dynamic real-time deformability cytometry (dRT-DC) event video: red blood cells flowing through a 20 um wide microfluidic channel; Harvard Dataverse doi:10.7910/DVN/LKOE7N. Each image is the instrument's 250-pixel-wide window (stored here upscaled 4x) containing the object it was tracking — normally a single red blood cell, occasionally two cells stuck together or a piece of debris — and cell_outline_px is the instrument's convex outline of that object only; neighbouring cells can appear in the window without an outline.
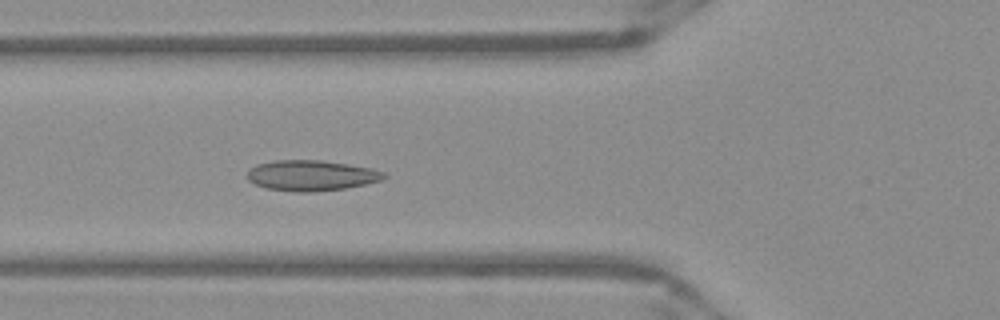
{"species": "Egyptian fruit bat (a non-hibernating species)", "species_latin": "Rousettus aegyptiacus", "temperature_condition": "warm", "stored_images_in_passage": 52, "camera_frame_rate_fps": 3000, "um_per_image_px": 0.085, "frame": {"image": 1, "passage_image": 19, "time_ms": 6.0, "image_size_px": [1000, 320], "cell_outline_px": [[388, 176], [380, 180], [348, 188], [312, 192], [292, 192], [268, 188], [256, 184], [248, 180], [248, 168], [256, 164], [276, 160], [320, 160], [348, 164], [372, 168], [384, 172]], "centroid_in_image_um": [26.46, 14.91], "position_along_channel_um": 99.3, "area_um2": 24.39}}
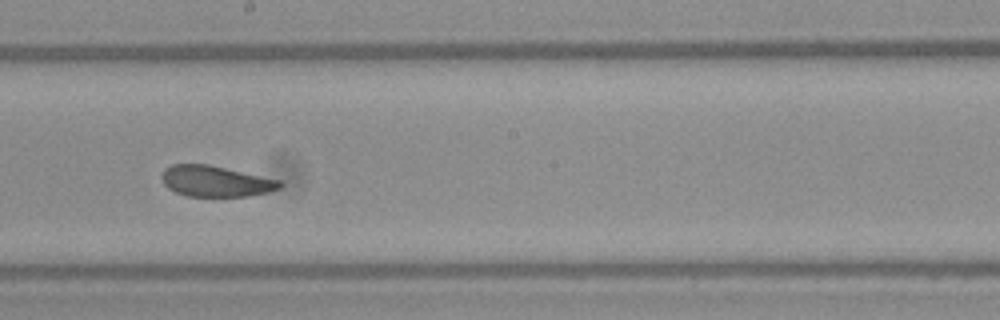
{"frame": {"image": 2, "passage_image": 29, "time_ms": 9.333, "image_size_px": [1000, 320], "cell_outline_px": [[284, 184], [280, 188], [268, 192], [248, 196], [188, 196], [176, 192], [168, 188], [164, 184], [160, 176], [164, 168], [172, 164], [208, 164], [284, 180]], "centroid_in_image_um": [18.37, 15.39], "position_along_channel_um": 229.8, "area_um2": 21.56}}
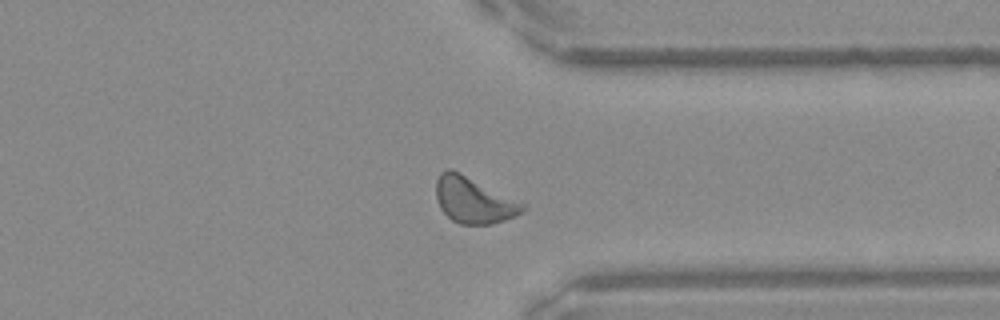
{"frame": {"image": 3, "passage_image": 40, "time_ms": 13.0, "image_size_px": [1000, 320], "cell_outline_px": [[528, 204], [524, 212], [516, 216], [492, 224], [460, 224], [452, 220], [440, 208], [436, 196], [436, 180], [440, 172], [448, 168], [452, 168]], "centroid_in_image_um": [40.3, 17.0], "position_along_channel_um": 371.1, "area_um2": 23.64}, "authors_computed_cell_mechanics": {"area_um2": 22.9177, "velocity_mm_per_s": 3.9046, "shape_relaxation_time_tau1_ms": 4.0687, "shape_relaxation_time_tau2_ms": 1.7945, "deformation_change_tau1": 0.1166, "deformation_change_tau2": 0.0703}}